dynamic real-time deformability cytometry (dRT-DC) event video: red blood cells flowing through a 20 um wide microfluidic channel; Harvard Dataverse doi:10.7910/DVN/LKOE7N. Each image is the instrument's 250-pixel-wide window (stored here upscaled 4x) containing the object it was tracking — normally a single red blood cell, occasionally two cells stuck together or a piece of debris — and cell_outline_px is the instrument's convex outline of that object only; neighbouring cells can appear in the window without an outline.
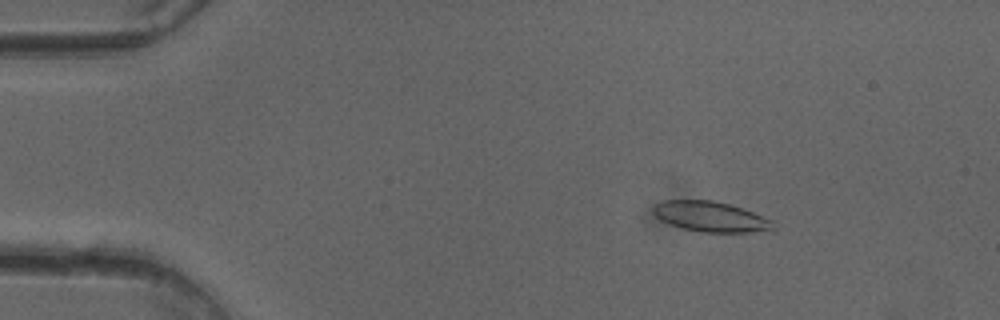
{"species": "common noctule bat (a hibernating species)", "species_latin": "Nyctalus noctula", "temperature_condition": "cold", "stored_images_in_passage": 51, "camera_frame_rate_fps": 3000, "um_per_image_px": 0.085, "animal": {"sex": "female"}, "frame": {"image": 1, "passage_image": 8, "time_ms": 2.333, "image_size_px": [1000, 320], "cell_outline_px": [[776, 228], [748, 232], [704, 232], [680, 228], [656, 216], [652, 212], [652, 208], [660, 200], [712, 200], [728, 204], [752, 212], [772, 220]], "centroid_in_image_um": [60.37, 18.4], "position_along_channel_um": 24.6, "area_um2": 20.81}}
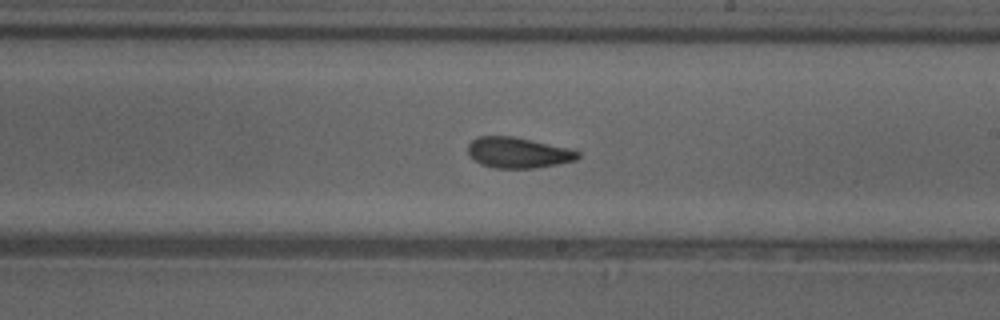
{"frame": {"image": 2, "passage_image": 30, "time_ms": 9.667, "image_size_px": [1000, 320], "cell_outline_px": [[580, 156], [576, 160], [556, 164], [532, 168], [496, 168], [480, 164], [468, 152], [468, 144], [472, 140], [480, 136], [512, 136], [568, 148], [580, 152]], "centroid_in_image_um": [44.03, 12.97], "position_along_channel_um": 245.0, "area_um2": 19.36}}
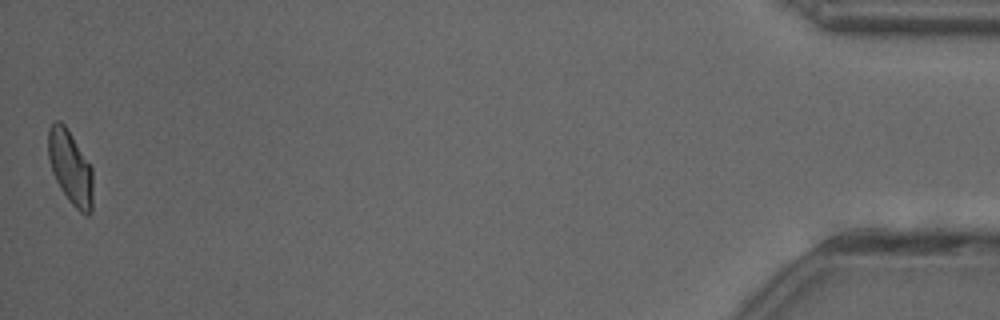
{"frame": {"image": 3, "passage_image": 51, "time_ms": 16.667, "image_size_px": [1000, 320], "cell_outline_px": [[92, 212], [88, 216], [84, 216], [68, 200], [60, 188], [52, 172], [48, 156], [48, 128], [56, 120], [60, 120], [68, 128], [92, 168]], "centroid_in_image_um": [5.98, 14.24], "position_along_channel_um": 429.2, "area_um2": 19.36}, "authors_computed_cell_mechanics": {"area_um2": 20.2878, "velocity_mm_per_s": 4.0223, "shape_relaxation_time_tau1_ms": 8.1865, "shape_relaxation_time_tau2_ms": 2.041, "deformation_change_tau1": 0.1678, "deformation_change_tau2": 0.0715}}